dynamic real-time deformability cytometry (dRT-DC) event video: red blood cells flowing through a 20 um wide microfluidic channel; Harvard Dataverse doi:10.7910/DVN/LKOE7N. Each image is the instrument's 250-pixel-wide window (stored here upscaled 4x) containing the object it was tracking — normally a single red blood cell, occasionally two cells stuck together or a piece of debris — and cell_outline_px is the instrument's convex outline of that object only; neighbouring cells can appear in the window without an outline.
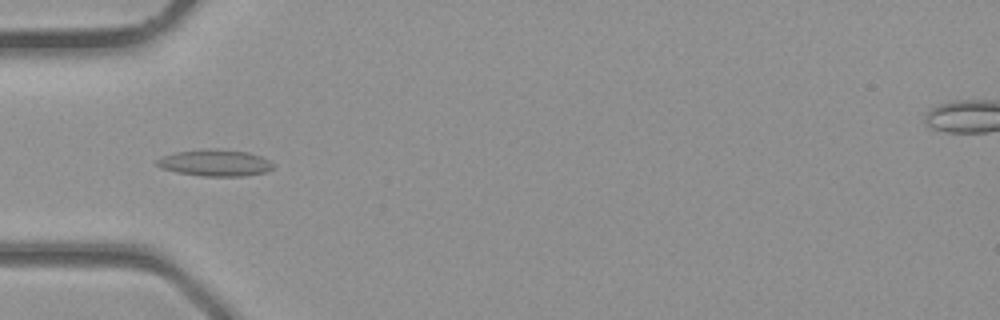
{"species": "common noctule bat (a hibernating species)", "species_latin": "Nyctalus noctula", "temperature_condition": "room temperature", "stored_images_in_passage": 31, "camera_frame_rate_fps": 3000, "um_per_image_px": 0.085, "animal": {"sex": "male", "body_mass_g": 23.1, "forearm_length_mm": 52.7}, "frame": {"image": 1, "passage_image": 6, "time_ms": 1.667, "image_size_px": [1000, 320], "cell_outline_px": [[276, 164], [272, 168], [264, 172], [244, 176], [200, 176], [176, 172], [160, 168], [156, 164], [156, 160], [160, 156], [172, 152], [208, 148], [216, 148], [248, 152], [260, 156]], "centroid_in_image_um": [18.23, 13.83], "position_along_channel_um": 66.8, "area_um2": 18.32}}
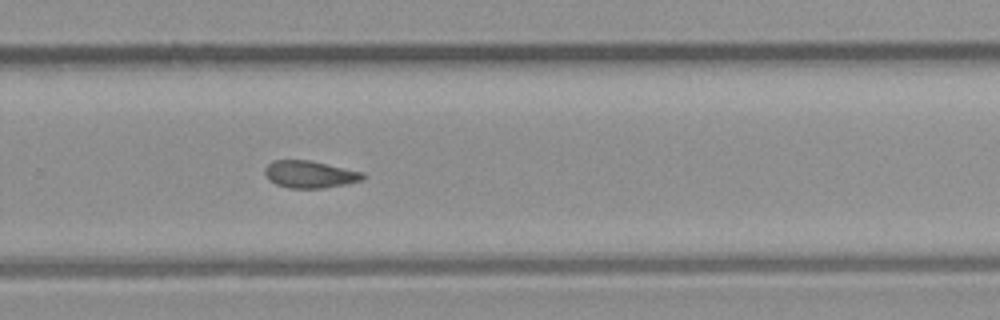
{"frame": {"image": 2, "passage_image": 19, "time_ms": 6.0, "image_size_px": [1000, 320], "cell_outline_px": [[364, 180], [324, 188], [288, 188], [276, 184], [264, 172], [264, 168], [272, 160], [308, 160], [364, 172]], "centroid_in_image_um": [26.34, 14.81], "position_along_channel_um": 303.5, "area_um2": 15.37}}
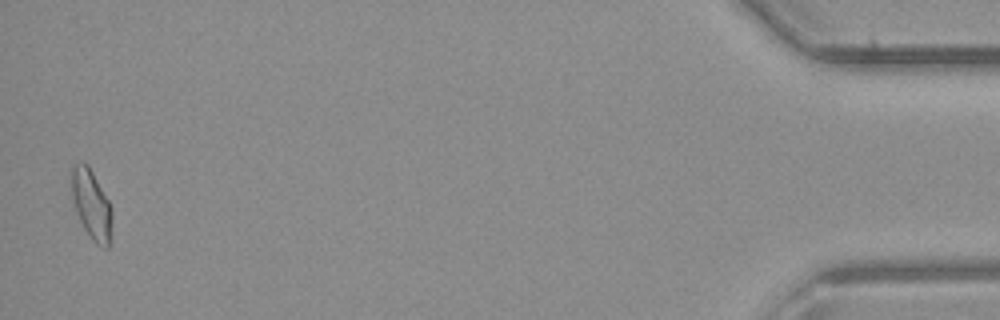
{"frame": {"image": 3, "passage_image": 31, "time_ms": 10.0, "image_size_px": [1000, 320], "cell_outline_px": [[112, 232], [108, 248], [104, 248], [96, 244], [84, 228], [76, 212], [72, 200], [72, 168], [76, 164], [84, 160], [88, 164], [108, 200], [112, 208]], "centroid_in_image_um": [7.79, 17.4], "position_along_channel_um": 427.4, "area_um2": 16.42}}